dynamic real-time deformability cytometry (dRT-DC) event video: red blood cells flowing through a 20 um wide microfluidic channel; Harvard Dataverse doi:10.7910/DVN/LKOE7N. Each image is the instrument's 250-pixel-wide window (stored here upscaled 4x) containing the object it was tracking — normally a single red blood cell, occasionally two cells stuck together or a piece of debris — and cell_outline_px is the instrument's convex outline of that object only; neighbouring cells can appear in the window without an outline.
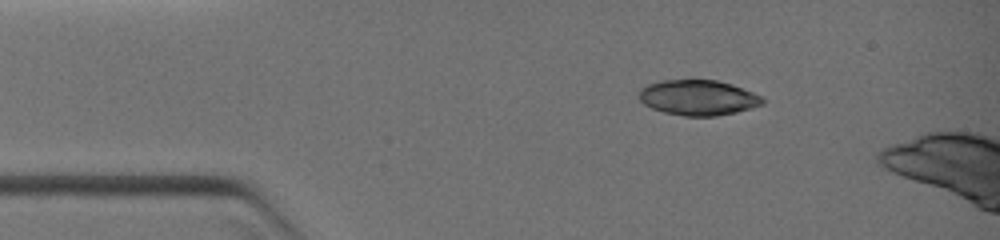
{"species": "common noctule bat (a hibernating species)", "species_latin": "Nyctalus noctula", "temperature_condition": "warm", "stored_images_in_passage": 4, "camera_frame_rate_fps": 3000, "um_per_image_px": 0.085, "animal": {"sex": "female", "body_mass_g": 19.0, "forearm_length_mm": 51.5}, "frame": {"image": 1, "passage_image": 1, "time_ms": 0.0, "image_size_px": [1000, 240], "cell_outline_px": [[764, 104], [736, 112], [716, 116], [684, 116], [664, 112], [652, 108], [644, 104], [640, 100], [636, 92], [640, 88], [648, 84], [660, 80], [716, 80], [732, 84], [752, 92], [760, 96], [764, 100]], "centroid_in_image_um": [59.3, 8.29], "position_along_channel_um": 25.7, "area_um2": 25.49}}